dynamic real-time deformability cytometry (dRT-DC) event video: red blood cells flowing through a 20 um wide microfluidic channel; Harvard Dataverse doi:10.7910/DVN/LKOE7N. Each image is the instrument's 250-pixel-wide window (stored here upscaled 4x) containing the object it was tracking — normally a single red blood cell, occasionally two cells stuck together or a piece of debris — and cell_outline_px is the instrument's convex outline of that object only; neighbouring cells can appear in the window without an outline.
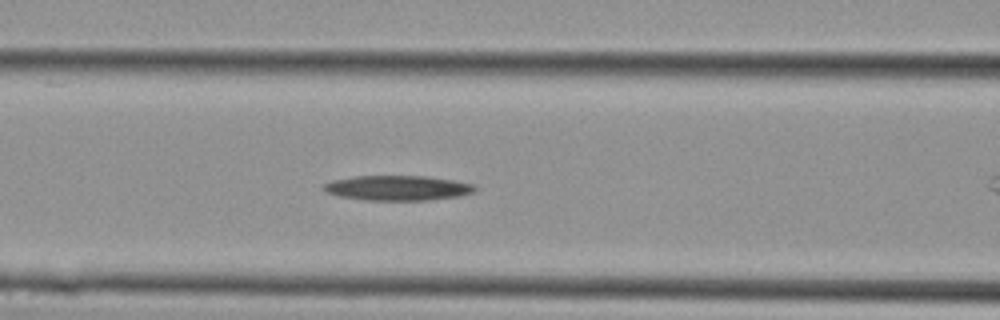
{"species": "Egyptian fruit bat (a non-hibernating species)", "species_latin": "Rousettus aegyptiacus", "temperature_condition": "cold", "stored_images_in_passage": 9, "segment_of_instrument_passage": [1, 2], "camera_frame_rate_fps": 3000, "um_per_image_px": 0.085, "animal": {"sex": "female"}, "frame": {"image": 1, "passage_image": 4, "time_ms": 1.0, "image_size_px": [1000, 320], "cell_outline_px": [[476, 192], [460, 196], [424, 200], [368, 200], [340, 196], [324, 192], [324, 184], [332, 180], [356, 176], [428, 176], [452, 180], [472, 184], [476, 188]], "centroid_in_image_um": [33.81, 15.97], "position_along_channel_um": 132.8, "area_um2": 21.85}}
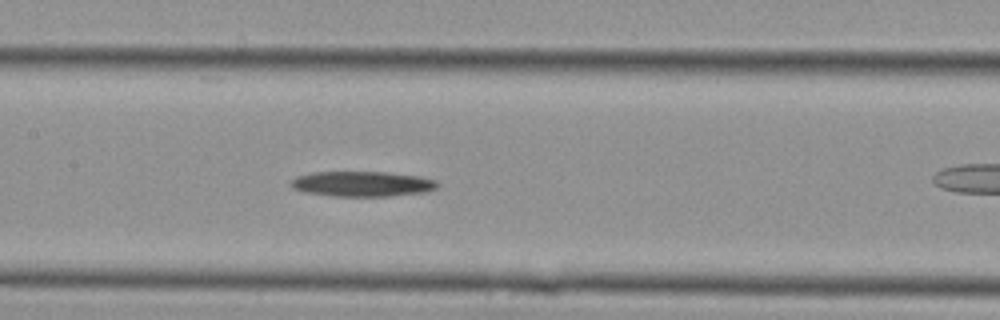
{"frame": {"image": 2, "passage_image": 6, "time_ms": 1.667, "image_size_px": [1000, 320], "cell_outline_px": [[440, 184], [436, 188], [424, 192], [388, 196], [332, 196], [304, 192], [292, 188], [288, 184], [296, 176], [312, 172], [388, 172], [420, 176], [436, 180]], "centroid_in_image_um": [30.77, 15.62], "position_along_channel_um": 176.6, "area_um2": 21.68}}
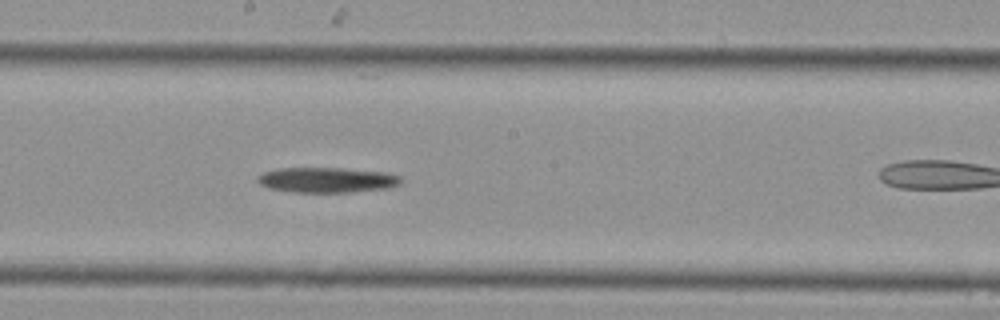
{"frame": {"image": 3, "passage_image": 8, "time_ms": 2.333, "image_size_px": [1000, 320], "cell_outline_px": [[404, 180], [400, 184], [384, 188], [352, 192], [292, 192], [268, 188], [260, 184], [256, 180], [256, 176], [264, 172], [280, 168], [340, 168], [388, 172], [400, 176]], "centroid_in_image_um": [27.78, 15.29], "position_along_channel_um": 220.4, "area_um2": 21.15}}